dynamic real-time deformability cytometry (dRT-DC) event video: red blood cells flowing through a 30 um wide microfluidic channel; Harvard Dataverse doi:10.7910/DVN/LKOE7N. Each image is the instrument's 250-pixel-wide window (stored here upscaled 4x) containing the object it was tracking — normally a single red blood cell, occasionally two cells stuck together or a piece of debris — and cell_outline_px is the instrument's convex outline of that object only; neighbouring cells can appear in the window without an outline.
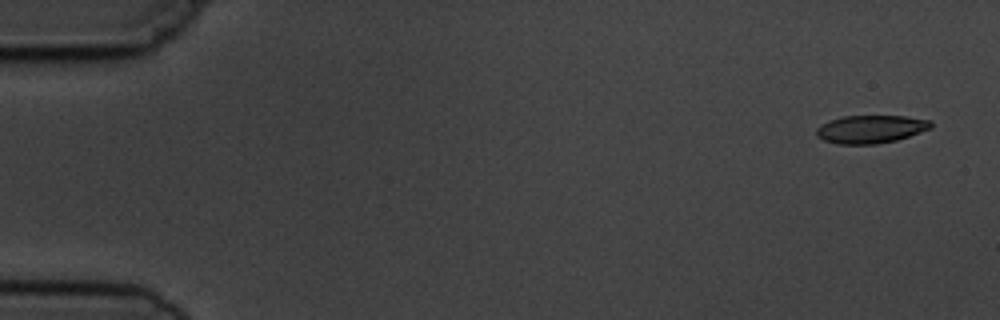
{"species": "common noctule bat (a hibernating species)", "species_latin": "Nyctalus noctula", "temperature_condition": "cold", "stored_images_in_passage": 5, "camera_frame_rate_fps": 3000, "um_per_image_px": 0.085, "animal": {"sex": "male", "body_mass_g": 19.5, "forearm_length_mm": 54.6}, "frame": {"image": 1, "passage_image": 1, "time_ms": 0.0, "image_size_px": [1000, 320], "cell_outline_px": [[932, 128], [896, 140], [876, 144], [836, 144], [824, 140], [816, 136], [816, 128], [820, 124], [828, 120], [844, 116], [904, 116], [928, 120], [932, 124]], "centroid_in_image_um": [73.96, 10.98], "position_along_channel_um": 11.0, "area_um2": 18.67}}
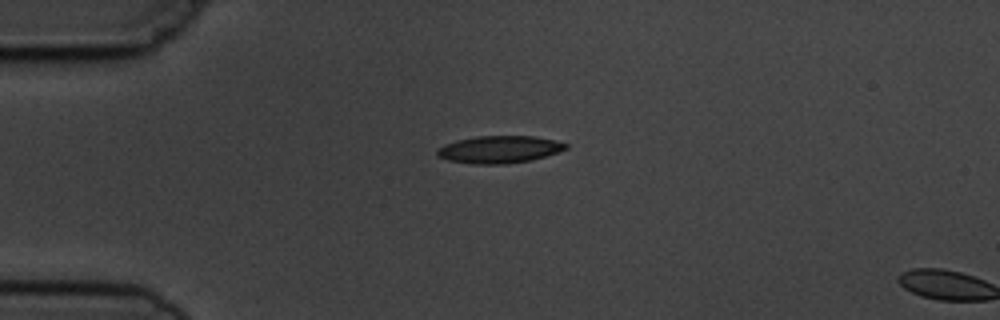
{"frame": {"image": 2, "passage_image": 4, "time_ms": 3.667, "image_size_px": [1000, 320], "cell_outline_px": [[568, 148], [532, 160], [508, 164], [472, 164], [448, 160], [436, 156], [436, 148], [444, 144], [456, 140], [476, 136], [532, 136], [552, 140], [568, 144]], "centroid_in_image_um": [42.37, 12.71], "position_along_channel_um": 42.6, "area_um2": 20.52}}